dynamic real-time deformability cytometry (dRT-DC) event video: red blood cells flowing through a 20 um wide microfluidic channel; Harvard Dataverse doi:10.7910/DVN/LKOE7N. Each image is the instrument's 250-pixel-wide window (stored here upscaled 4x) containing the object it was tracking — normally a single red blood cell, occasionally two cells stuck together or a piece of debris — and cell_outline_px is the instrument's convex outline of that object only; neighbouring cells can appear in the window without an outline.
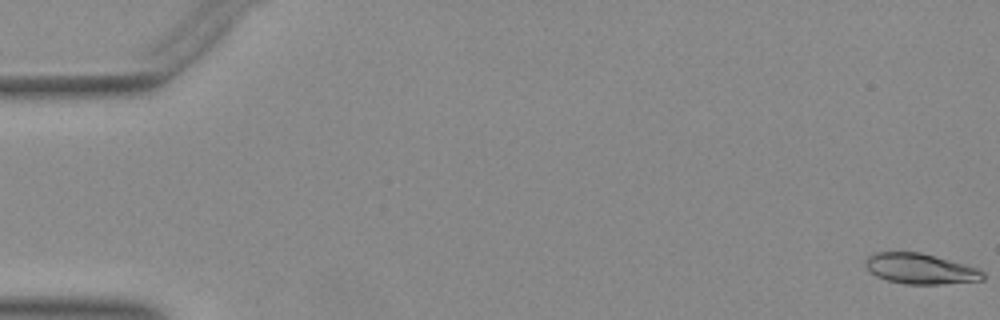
{"species": "Egyptian fruit bat (a non-hibernating species)", "species_latin": "Rousettus aegyptiacus", "temperature_condition": "warm", "stored_images_in_passage": 52, "camera_frame_rate_fps": 3000, "um_per_image_px": 0.085, "animal": {"sex": "female"}, "frame": {"image": 1, "passage_image": 1, "time_ms": 0.0, "image_size_px": [1000, 320], "cell_outline_px": [[984, 280], [940, 284], [904, 284], [888, 280], [876, 276], [864, 264], [864, 260], [868, 256], [876, 252], [920, 252], [964, 264], [976, 268], [984, 272]], "centroid_in_image_um": [78.21, 22.84], "position_along_channel_um": 6.8, "area_um2": 20.69}}
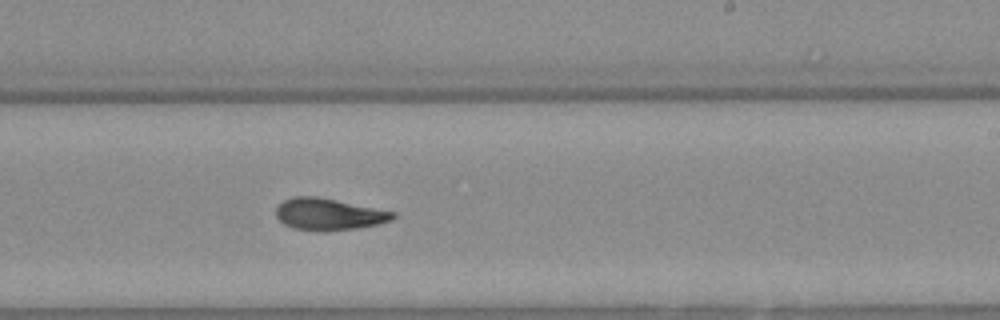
{"frame": {"image": 2, "passage_image": 32, "time_ms": 10.333, "image_size_px": [1000, 320], "cell_outline_px": [[396, 216], [392, 220], [376, 224], [356, 228], [296, 228], [284, 224], [276, 216], [276, 208], [284, 200], [292, 196], [316, 196], [396, 212]], "centroid_in_image_um": [27.95, 18.15], "position_along_channel_um": 261.0, "area_um2": 20.63}}
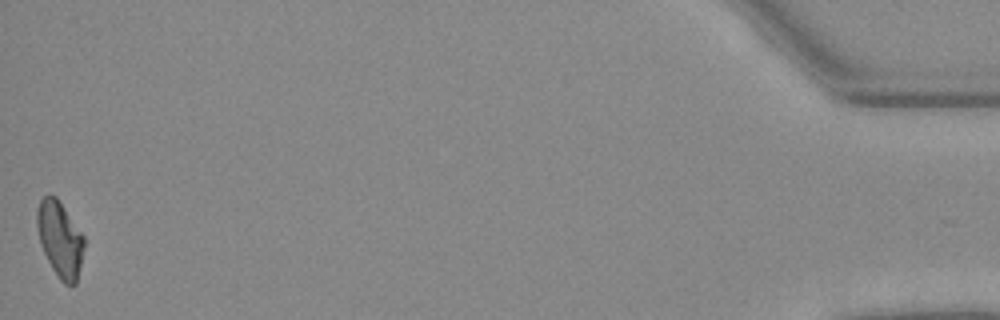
{"frame": {"image": 3, "passage_image": 52, "time_ms": 17.0, "image_size_px": [1000, 320], "cell_outline_px": [[84, 248], [76, 284], [64, 284], [60, 280], [52, 268], [44, 252], [40, 240], [36, 224], [36, 212], [40, 200], [48, 192], [56, 196], [84, 236]], "centroid_in_image_um": [5.09, 20.29], "position_along_channel_um": 430.1, "area_um2": 20.63}}